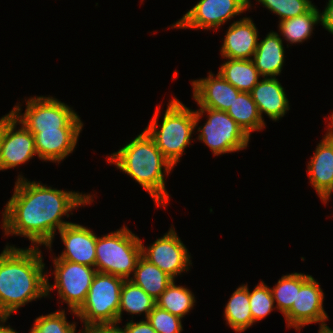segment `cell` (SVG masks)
Wrapping results in <instances>:
<instances>
[{
    "label": "cell",
    "instance_id": "4dcf8cb0",
    "mask_svg": "<svg viewBox=\"0 0 333 333\" xmlns=\"http://www.w3.org/2000/svg\"><path fill=\"white\" fill-rule=\"evenodd\" d=\"M34 322L32 327L39 333H76V323L67 321L64 309L41 315Z\"/></svg>",
    "mask_w": 333,
    "mask_h": 333
},
{
    "label": "cell",
    "instance_id": "6da1fadb",
    "mask_svg": "<svg viewBox=\"0 0 333 333\" xmlns=\"http://www.w3.org/2000/svg\"><path fill=\"white\" fill-rule=\"evenodd\" d=\"M12 197L2 211L5 235L28 238L34 247L46 246L51 251L56 229L72 222L61 218L80 206L93 202L92 195L58 190L41 182L28 181L18 175Z\"/></svg>",
    "mask_w": 333,
    "mask_h": 333
},
{
    "label": "cell",
    "instance_id": "8992f818",
    "mask_svg": "<svg viewBox=\"0 0 333 333\" xmlns=\"http://www.w3.org/2000/svg\"><path fill=\"white\" fill-rule=\"evenodd\" d=\"M21 114V106L15 105L10 111L30 132L50 130H82L79 115L64 102L54 97H31Z\"/></svg>",
    "mask_w": 333,
    "mask_h": 333
},
{
    "label": "cell",
    "instance_id": "7c38bea8",
    "mask_svg": "<svg viewBox=\"0 0 333 333\" xmlns=\"http://www.w3.org/2000/svg\"><path fill=\"white\" fill-rule=\"evenodd\" d=\"M141 244L142 256L173 280L181 275V272L188 271V266L192 265L188 249L177 236L173 225L163 237L158 238L149 247L143 246L142 241Z\"/></svg>",
    "mask_w": 333,
    "mask_h": 333
},
{
    "label": "cell",
    "instance_id": "74e56055",
    "mask_svg": "<svg viewBox=\"0 0 333 333\" xmlns=\"http://www.w3.org/2000/svg\"><path fill=\"white\" fill-rule=\"evenodd\" d=\"M330 117V121H331V123H329V125H328V134H333V113H332V115L331 116H329Z\"/></svg>",
    "mask_w": 333,
    "mask_h": 333
},
{
    "label": "cell",
    "instance_id": "836d02e7",
    "mask_svg": "<svg viewBox=\"0 0 333 333\" xmlns=\"http://www.w3.org/2000/svg\"><path fill=\"white\" fill-rule=\"evenodd\" d=\"M123 331L124 333H157L147 319L139 322H133V320H131L127 322Z\"/></svg>",
    "mask_w": 333,
    "mask_h": 333
},
{
    "label": "cell",
    "instance_id": "ab89813d",
    "mask_svg": "<svg viewBox=\"0 0 333 333\" xmlns=\"http://www.w3.org/2000/svg\"><path fill=\"white\" fill-rule=\"evenodd\" d=\"M0 135H1V118H0Z\"/></svg>",
    "mask_w": 333,
    "mask_h": 333
},
{
    "label": "cell",
    "instance_id": "8d00e7d4",
    "mask_svg": "<svg viewBox=\"0 0 333 333\" xmlns=\"http://www.w3.org/2000/svg\"><path fill=\"white\" fill-rule=\"evenodd\" d=\"M319 332L318 333H333V330L327 326L326 323L319 325Z\"/></svg>",
    "mask_w": 333,
    "mask_h": 333
},
{
    "label": "cell",
    "instance_id": "ba28073f",
    "mask_svg": "<svg viewBox=\"0 0 333 333\" xmlns=\"http://www.w3.org/2000/svg\"><path fill=\"white\" fill-rule=\"evenodd\" d=\"M205 112L208 119L204 126L197 128L199 132L197 139L203 141L214 156L238 152L248 146L250 137L227 112L200 107L195 111V126Z\"/></svg>",
    "mask_w": 333,
    "mask_h": 333
},
{
    "label": "cell",
    "instance_id": "8fae6325",
    "mask_svg": "<svg viewBox=\"0 0 333 333\" xmlns=\"http://www.w3.org/2000/svg\"><path fill=\"white\" fill-rule=\"evenodd\" d=\"M20 129L16 130V126ZM37 155L32 133L9 112L1 118L0 171L17 167Z\"/></svg>",
    "mask_w": 333,
    "mask_h": 333
},
{
    "label": "cell",
    "instance_id": "83f0119b",
    "mask_svg": "<svg viewBox=\"0 0 333 333\" xmlns=\"http://www.w3.org/2000/svg\"><path fill=\"white\" fill-rule=\"evenodd\" d=\"M311 276L297 272L283 275L278 283L270 288L274 302L277 303L276 309L284 315L296 300L297 291Z\"/></svg>",
    "mask_w": 333,
    "mask_h": 333
},
{
    "label": "cell",
    "instance_id": "ffe728a7",
    "mask_svg": "<svg viewBox=\"0 0 333 333\" xmlns=\"http://www.w3.org/2000/svg\"><path fill=\"white\" fill-rule=\"evenodd\" d=\"M284 47L278 33L270 31L258 42L252 61L262 77H276L281 74L284 64Z\"/></svg>",
    "mask_w": 333,
    "mask_h": 333
},
{
    "label": "cell",
    "instance_id": "d4e9b609",
    "mask_svg": "<svg viewBox=\"0 0 333 333\" xmlns=\"http://www.w3.org/2000/svg\"><path fill=\"white\" fill-rule=\"evenodd\" d=\"M156 305L155 299L149 296L141 287L135 285L132 281L124 280L120 292V305L118 312V323L122 318L123 311L134 314H144L145 319Z\"/></svg>",
    "mask_w": 333,
    "mask_h": 333
},
{
    "label": "cell",
    "instance_id": "f35d334b",
    "mask_svg": "<svg viewBox=\"0 0 333 333\" xmlns=\"http://www.w3.org/2000/svg\"><path fill=\"white\" fill-rule=\"evenodd\" d=\"M31 331L29 333H39L37 332L33 327L30 329Z\"/></svg>",
    "mask_w": 333,
    "mask_h": 333
},
{
    "label": "cell",
    "instance_id": "d6a6232c",
    "mask_svg": "<svg viewBox=\"0 0 333 333\" xmlns=\"http://www.w3.org/2000/svg\"><path fill=\"white\" fill-rule=\"evenodd\" d=\"M117 325L118 323L86 325L80 333H124L123 329Z\"/></svg>",
    "mask_w": 333,
    "mask_h": 333
},
{
    "label": "cell",
    "instance_id": "603a6c76",
    "mask_svg": "<svg viewBox=\"0 0 333 333\" xmlns=\"http://www.w3.org/2000/svg\"><path fill=\"white\" fill-rule=\"evenodd\" d=\"M227 113L249 137L251 132L260 131L266 127L250 92H240Z\"/></svg>",
    "mask_w": 333,
    "mask_h": 333
},
{
    "label": "cell",
    "instance_id": "30bf717a",
    "mask_svg": "<svg viewBox=\"0 0 333 333\" xmlns=\"http://www.w3.org/2000/svg\"><path fill=\"white\" fill-rule=\"evenodd\" d=\"M250 2V0H200L172 27L215 30L229 19L251 8Z\"/></svg>",
    "mask_w": 333,
    "mask_h": 333
},
{
    "label": "cell",
    "instance_id": "52a82bcc",
    "mask_svg": "<svg viewBox=\"0 0 333 333\" xmlns=\"http://www.w3.org/2000/svg\"><path fill=\"white\" fill-rule=\"evenodd\" d=\"M124 280L111 274L97 272L94 275L87 298L76 312L84 326L118 323L120 292Z\"/></svg>",
    "mask_w": 333,
    "mask_h": 333
},
{
    "label": "cell",
    "instance_id": "5b68a950",
    "mask_svg": "<svg viewBox=\"0 0 333 333\" xmlns=\"http://www.w3.org/2000/svg\"><path fill=\"white\" fill-rule=\"evenodd\" d=\"M141 239L127 226L102 237L97 236L95 268L99 273L111 274L125 280L131 278L142 256Z\"/></svg>",
    "mask_w": 333,
    "mask_h": 333
},
{
    "label": "cell",
    "instance_id": "484cf974",
    "mask_svg": "<svg viewBox=\"0 0 333 333\" xmlns=\"http://www.w3.org/2000/svg\"><path fill=\"white\" fill-rule=\"evenodd\" d=\"M320 22V11L314 5L303 15L280 21L279 31L290 44L302 43L310 38L314 25Z\"/></svg>",
    "mask_w": 333,
    "mask_h": 333
},
{
    "label": "cell",
    "instance_id": "cb8c5ba5",
    "mask_svg": "<svg viewBox=\"0 0 333 333\" xmlns=\"http://www.w3.org/2000/svg\"><path fill=\"white\" fill-rule=\"evenodd\" d=\"M226 324L237 333L244 332L254 323L249 304V289L246 284L239 286L225 306Z\"/></svg>",
    "mask_w": 333,
    "mask_h": 333
},
{
    "label": "cell",
    "instance_id": "7a4b0ae2",
    "mask_svg": "<svg viewBox=\"0 0 333 333\" xmlns=\"http://www.w3.org/2000/svg\"><path fill=\"white\" fill-rule=\"evenodd\" d=\"M39 247L6 245L0 254V317H10L32 300L47 297V275Z\"/></svg>",
    "mask_w": 333,
    "mask_h": 333
},
{
    "label": "cell",
    "instance_id": "e0dca14e",
    "mask_svg": "<svg viewBox=\"0 0 333 333\" xmlns=\"http://www.w3.org/2000/svg\"><path fill=\"white\" fill-rule=\"evenodd\" d=\"M258 30L251 18L243 17L228 28L221 47L225 59H252L258 46Z\"/></svg>",
    "mask_w": 333,
    "mask_h": 333
},
{
    "label": "cell",
    "instance_id": "f1b7e54d",
    "mask_svg": "<svg viewBox=\"0 0 333 333\" xmlns=\"http://www.w3.org/2000/svg\"><path fill=\"white\" fill-rule=\"evenodd\" d=\"M274 303L271 289L263 281L259 282L253 291H249L250 311L254 324L276 308Z\"/></svg>",
    "mask_w": 333,
    "mask_h": 333
},
{
    "label": "cell",
    "instance_id": "9a60e30c",
    "mask_svg": "<svg viewBox=\"0 0 333 333\" xmlns=\"http://www.w3.org/2000/svg\"><path fill=\"white\" fill-rule=\"evenodd\" d=\"M193 99L202 108L224 111L230 108L241 92L227 82L218 72L215 76L209 72L206 78L192 81Z\"/></svg>",
    "mask_w": 333,
    "mask_h": 333
},
{
    "label": "cell",
    "instance_id": "277c9868",
    "mask_svg": "<svg viewBox=\"0 0 333 333\" xmlns=\"http://www.w3.org/2000/svg\"><path fill=\"white\" fill-rule=\"evenodd\" d=\"M158 113H160L159 107H157L145 131L154 140L163 156L174 167L180 161L185 148L193 140L191 136L196 128L195 111L186 107L178 99L173 98L168 103L161 125H157Z\"/></svg>",
    "mask_w": 333,
    "mask_h": 333
},
{
    "label": "cell",
    "instance_id": "3957f363",
    "mask_svg": "<svg viewBox=\"0 0 333 333\" xmlns=\"http://www.w3.org/2000/svg\"><path fill=\"white\" fill-rule=\"evenodd\" d=\"M107 161L138 182L150 194L157 207L169 203L170 195L166 191L164 176L171 172L173 166L145 130L112 153Z\"/></svg>",
    "mask_w": 333,
    "mask_h": 333
},
{
    "label": "cell",
    "instance_id": "d6986e66",
    "mask_svg": "<svg viewBox=\"0 0 333 333\" xmlns=\"http://www.w3.org/2000/svg\"><path fill=\"white\" fill-rule=\"evenodd\" d=\"M250 94L262 119L264 113L271 120L278 121L290 110L284 88L276 77H263V80L261 79L253 87Z\"/></svg>",
    "mask_w": 333,
    "mask_h": 333
},
{
    "label": "cell",
    "instance_id": "9c48e42d",
    "mask_svg": "<svg viewBox=\"0 0 333 333\" xmlns=\"http://www.w3.org/2000/svg\"><path fill=\"white\" fill-rule=\"evenodd\" d=\"M53 263L55 284H50L47 277V295L56 288L58 297L67 303L70 311L76 315L87 298L92 280L97 273L96 268L67 260H53Z\"/></svg>",
    "mask_w": 333,
    "mask_h": 333
},
{
    "label": "cell",
    "instance_id": "4316f807",
    "mask_svg": "<svg viewBox=\"0 0 333 333\" xmlns=\"http://www.w3.org/2000/svg\"><path fill=\"white\" fill-rule=\"evenodd\" d=\"M174 281L168 285L155 302L156 306L182 319L193 309L196 300L194 294L188 288L175 285Z\"/></svg>",
    "mask_w": 333,
    "mask_h": 333
},
{
    "label": "cell",
    "instance_id": "2e32d148",
    "mask_svg": "<svg viewBox=\"0 0 333 333\" xmlns=\"http://www.w3.org/2000/svg\"><path fill=\"white\" fill-rule=\"evenodd\" d=\"M322 139L307 165V171L311 186L326 204L333 192V134L326 133Z\"/></svg>",
    "mask_w": 333,
    "mask_h": 333
},
{
    "label": "cell",
    "instance_id": "ac0fdd59",
    "mask_svg": "<svg viewBox=\"0 0 333 333\" xmlns=\"http://www.w3.org/2000/svg\"><path fill=\"white\" fill-rule=\"evenodd\" d=\"M82 130H50L31 132L35 138L37 156L58 164L76 148Z\"/></svg>",
    "mask_w": 333,
    "mask_h": 333
},
{
    "label": "cell",
    "instance_id": "d590c367",
    "mask_svg": "<svg viewBox=\"0 0 333 333\" xmlns=\"http://www.w3.org/2000/svg\"><path fill=\"white\" fill-rule=\"evenodd\" d=\"M7 320L8 317H0V333H18L16 330L11 328L10 325L5 326Z\"/></svg>",
    "mask_w": 333,
    "mask_h": 333
},
{
    "label": "cell",
    "instance_id": "7402d4cb",
    "mask_svg": "<svg viewBox=\"0 0 333 333\" xmlns=\"http://www.w3.org/2000/svg\"><path fill=\"white\" fill-rule=\"evenodd\" d=\"M221 76L237 90L250 92L261 75L251 59H229L219 68Z\"/></svg>",
    "mask_w": 333,
    "mask_h": 333
},
{
    "label": "cell",
    "instance_id": "4fadbf2b",
    "mask_svg": "<svg viewBox=\"0 0 333 333\" xmlns=\"http://www.w3.org/2000/svg\"><path fill=\"white\" fill-rule=\"evenodd\" d=\"M323 301V290L319 282L311 276L297 291L292 307L283 315L287 328L300 330L301 327L312 323H325L328 315L324 311Z\"/></svg>",
    "mask_w": 333,
    "mask_h": 333
},
{
    "label": "cell",
    "instance_id": "1f68e13d",
    "mask_svg": "<svg viewBox=\"0 0 333 333\" xmlns=\"http://www.w3.org/2000/svg\"><path fill=\"white\" fill-rule=\"evenodd\" d=\"M146 319L157 333H181L183 331L180 317L172 315L156 305Z\"/></svg>",
    "mask_w": 333,
    "mask_h": 333
},
{
    "label": "cell",
    "instance_id": "44dd1931",
    "mask_svg": "<svg viewBox=\"0 0 333 333\" xmlns=\"http://www.w3.org/2000/svg\"><path fill=\"white\" fill-rule=\"evenodd\" d=\"M129 280L141 287L153 299H157L173 281V279L141 256L134 273Z\"/></svg>",
    "mask_w": 333,
    "mask_h": 333
},
{
    "label": "cell",
    "instance_id": "e575fe53",
    "mask_svg": "<svg viewBox=\"0 0 333 333\" xmlns=\"http://www.w3.org/2000/svg\"><path fill=\"white\" fill-rule=\"evenodd\" d=\"M321 25L333 35V0H328L324 12L320 13Z\"/></svg>",
    "mask_w": 333,
    "mask_h": 333
},
{
    "label": "cell",
    "instance_id": "f546056e",
    "mask_svg": "<svg viewBox=\"0 0 333 333\" xmlns=\"http://www.w3.org/2000/svg\"><path fill=\"white\" fill-rule=\"evenodd\" d=\"M265 8L279 16V21L300 16L314 5L311 0H257Z\"/></svg>",
    "mask_w": 333,
    "mask_h": 333
},
{
    "label": "cell",
    "instance_id": "5bb4252c",
    "mask_svg": "<svg viewBox=\"0 0 333 333\" xmlns=\"http://www.w3.org/2000/svg\"><path fill=\"white\" fill-rule=\"evenodd\" d=\"M58 233L65 249L53 260H67L95 267L97 235L92 230L80 224L71 223L64 226Z\"/></svg>",
    "mask_w": 333,
    "mask_h": 333
}]
</instances>
